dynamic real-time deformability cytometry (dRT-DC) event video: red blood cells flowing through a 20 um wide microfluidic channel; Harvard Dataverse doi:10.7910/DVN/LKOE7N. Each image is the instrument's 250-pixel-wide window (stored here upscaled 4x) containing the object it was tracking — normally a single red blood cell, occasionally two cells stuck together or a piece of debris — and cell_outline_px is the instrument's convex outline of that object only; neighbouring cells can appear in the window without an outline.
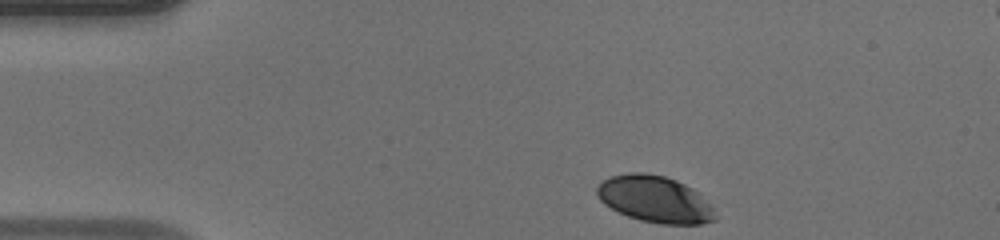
{"species": "human", "species_latin": "Homo sapiens", "temperature_condition": "warm", "stored_images_in_passage": 35, "camera_frame_rate_fps": 3000, "um_per_image_px": 0.085, "donor": {"sex": "male"}, "frame": {"image": 1, "passage_image": 1, "time_ms": 0.0, "image_size_px": [1000, 240], "cell_outline_px": [[716, 220], [700, 224], [660, 224], [640, 220], [628, 216], [604, 204], [600, 200], [596, 192], [596, 188], [604, 180], [612, 176], [628, 172], [644, 172], [664, 176], [676, 180], [700, 192], [716, 208]], "centroid_in_image_um": [55.73, 16.94], "position_along_channel_um": 29.3, "area_um2": 32.43}}
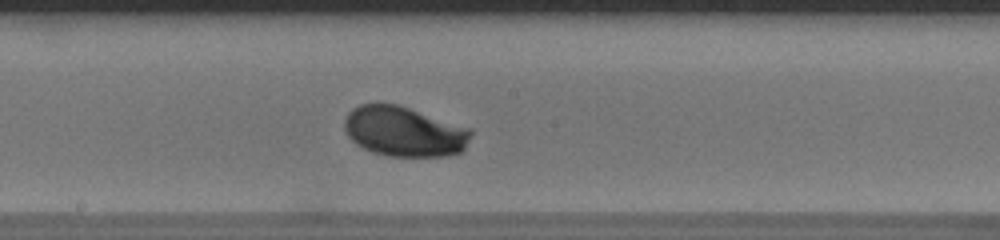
{"frame": {"image": 2, "passage_image": 19, "time_ms": 6.0, "image_size_px": [1000, 240], "cell_outline_px": [[472, 136], [464, 148], [460, 152], [448, 156], [388, 156], [372, 152], [356, 144], [348, 136], [344, 128], [344, 120], [348, 112], [352, 108], [360, 104], [400, 104], [472, 128]], "centroid_in_image_um": [34.37, 11.17], "position_along_channel_um": 213.8, "area_um2": 37.28}}
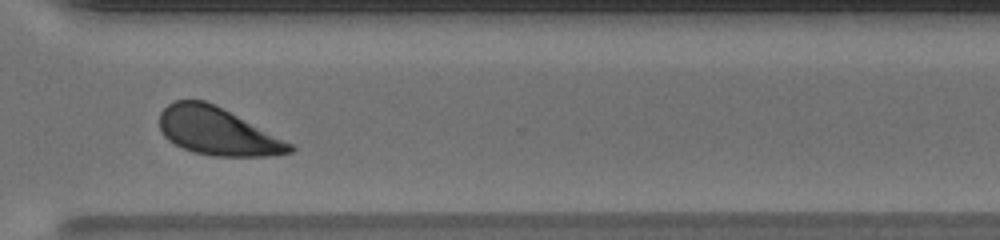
{"frame": {"image": 3, "passage_image": 29, "time_ms": 9.333, "image_size_px": [1000, 240], "cell_outline_px": [[296, 148], [292, 152], [272, 156], [212, 156], [192, 152], [168, 140], [160, 132], [160, 112], [168, 104], [176, 100], [204, 100], [292, 144]], "centroid_in_image_um": [18.44, 11.19], "position_along_channel_um": 352.2, "area_um2": 35.49}, "authors_computed_cell_mechanics": {"area_um2": 36.125, "velocity_mm_per_s": 4.1461, "shape_relaxation_time_tau1_ms": 2.1078, "shape_relaxation_time_tau2_ms": null, "deformation_change_tau1": 0.1205, "deformation_change_tau2": null}}